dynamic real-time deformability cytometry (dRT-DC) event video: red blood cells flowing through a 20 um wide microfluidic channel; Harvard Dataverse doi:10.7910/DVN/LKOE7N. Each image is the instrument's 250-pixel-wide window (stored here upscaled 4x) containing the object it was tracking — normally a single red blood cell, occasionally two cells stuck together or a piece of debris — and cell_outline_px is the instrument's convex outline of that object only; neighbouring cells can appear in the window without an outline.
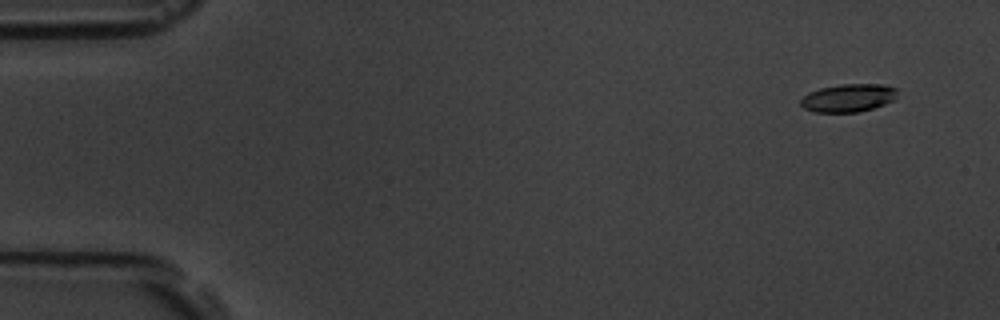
{"species": "common noctule bat (a hibernating species)", "species_latin": "Nyctalus noctula", "temperature_condition": "room temperature", "stored_images_in_passage": 5, "camera_frame_rate_fps": 3000, "um_per_image_px": 0.085, "animal": {"sex": "male", "body_mass_g": 19.5, "forearm_length_mm": 54.6}, "frame": {"image": 1, "passage_image": 2, "time_ms": 1.0, "image_size_px": [1000, 320], "cell_outline_px": [[896, 100], [872, 108], [856, 112], [816, 112], [804, 108], [800, 104], [800, 100], [808, 92], [820, 88], [840, 84], [884, 84], [896, 88]], "centroid_in_image_um": [72.11, 8.31], "position_along_channel_um": 12.9, "area_um2": 15.78}}